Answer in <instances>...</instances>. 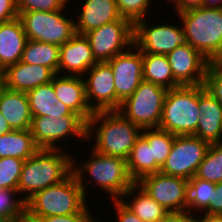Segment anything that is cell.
Here are the masks:
<instances>
[{
  "label": "cell",
  "mask_w": 222,
  "mask_h": 222,
  "mask_svg": "<svg viewBox=\"0 0 222 222\" xmlns=\"http://www.w3.org/2000/svg\"><path fill=\"white\" fill-rule=\"evenodd\" d=\"M129 199V201L125 199ZM143 222H159L169 211L152 199L145 190L135 182L120 198Z\"/></svg>",
  "instance_id": "obj_25"
},
{
  "label": "cell",
  "mask_w": 222,
  "mask_h": 222,
  "mask_svg": "<svg viewBox=\"0 0 222 222\" xmlns=\"http://www.w3.org/2000/svg\"><path fill=\"white\" fill-rule=\"evenodd\" d=\"M0 222H18V221L0 220Z\"/></svg>",
  "instance_id": "obj_49"
},
{
  "label": "cell",
  "mask_w": 222,
  "mask_h": 222,
  "mask_svg": "<svg viewBox=\"0 0 222 222\" xmlns=\"http://www.w3.org/2000/svg\"><path fill=\"white\" fill-rule=\"evenodd\" d=\"M141 135L151 147L152 159L162 167L171 151L175 135L160 128H144Z\"/></svg>",
  "instance_id": "obj_31"
},
{
  "label": "cell",
  "mask_w": 222,
  "mask_h": 222,
  "mask_svg": "<svg viewBox=\"0 0 222 222\" xmlns=\"http://www.w3.org/2000/svg\"><path fill=\"white\" fill-rule=\"evenodd\" d=\"M201 215L199 213L196 214L197 222H222V215L220 214H207L203 212Z\"/></svg>",
  "instance_id": "obj_44"
},
{
  "label": "cell",
  "mask_w": 222,
  "mask_h": 222,
  "mask_svg": "<svg viewBox=\"0 0 222 222\" xmlns=\"http://www.w3.org/2000/svg\"><path fill=\"white\" fill-rule=\"evenodd\" d=\"M69 0H17L18 12L32 11H59L67 4L71 7Z\"/></svg>",
  "instance_id": "obj_37"
},
{
  "label": "cell",
  "mask_w": 222,
  "mask_h": 222,
  "mask_svg": "<svg viewBox=\"0 0 222 222\" xmlns=\"http://www.w3.org/2000/svg\"><path fill=\"white\" fill-rule=\"evenodd\" d=\"M11 130H12L11 127L8 125V123L5 120V118L0 113V135L7 134Z\"/></svg>",
  "instance_id": "obj_48"
},
{
  "label": "cell",
  "mask_w": 222,
  "mask_h": 222,
  "mask_svg": "<svg viewBox=\"0 0 222 222\" xmlns=\"http://www.w3.org/2000/svg\"><path fill=\"white\" fill-rule=\"evenodd\" d=\"M174 79L181 85H202L209 61L190 44L176 47L166 55Z\"/></svg>",
  "instance_id": "obj_16"
},
{
  "label": "cell",
  "mask_w": 222,
  "mask_h": 222,
  "mask_svg": "<svg viewBox=\"0 0 222 222\" xmlns=\"http://www.w3.org/2000/svg\"><path fill=\"white\" fill-rule=\"evenodd\" d=\"M168 21L152 25L143 19L134 24V45L142 54L167 55L176 47L188 44L180 21L179 25Z\"/></svg>",
  "instance_id": "obj_10"
},
{
  "label": "cell",
  "mask_w": 222,
  "mask_h": 222,
  "mask_svg": "<svg viewBox=\"0 0 222 222\" xmlns=\"http://www.w3.org/2000/svg\"><path fill=\"white\" fill-rule=\"evenodd\" d=\"M68 5L59 11L18 12L28 40L61 46L75 34V18L66 16ZM69 17V18H68Z\"/></svg>",
  "instance_id": "obj_7"
},
{
  "label": "cell",
  "mask_w": 222,
  "mask_h": 222,
  "mask_svg": "<svg viewBox=\"0 0 222 222\" xmlns=\"http://www.w3.org/2000/svg\"><path fill=\"white\" fill-rule=\"evenodd\" d=\"M204 86L222 105V62H210L207 68Z\"/></svg>",
  "instance_id": "obj_36"
},
{
  "label": "cell",
  "mask_w": 222,
  "mask_h": 222,
  "mask_svg": "<svg viewBox=\"0 0 222 222\" xmlns=\"http://www.w3.org/2000/svg\"><path fill=\"white\" fill-rule=\"evenodd\" d=\"M0 113L12 130L31 128L33 117L28 96L24 92L7 89L0 100Z\"/></svg>",
  "instance_id": "obj_24"
},
{
  "label": "cell",
  "mask_w": 222,
  "mask_h": 222,
  "mask_svg": "<svg viewBox=\"0 0 222 222\" xmlns=\"http://www.w3.org/2000/svg\"><path fill=\"white\" fill-rule=\"evenodd\" d=\"M215 194V183L192 177L188 180L187 211L193 214L205 212Z\"/></svg>",
  "instance_id": "obj_30"
},
{
  "label": "cell",
  "mask_w": 222,
  "mask_h": 222,
  "mask_svg": "<svg viewBox=\"0 0 222 222\" xmlns=\"http://www.w3.org/2000/svg\"><path fill=\"white\" fill-rule=\"evenodd\" d=\"M26 94L32 117L47 116L58 119L62 116L78 115L58 100L53 88V78L50 83L40 85Z\"/></svg>",
  "instance_id": "obj_23"
},
{
  "label": "cell",
  "mask_w": 222,
  "mask_h": 222,
  "mask_svg": "<svg viewBox=\"0 0 222 222\" xmlns=\"http://www.w3.org/2000/svg\"><path fill=\"white\" fill-rule=\"evenodd\" d=\"M73 172L58 184L35 193L25 202V210L44 218L79 213L88 202Z\"/></svg>",
  "instance_id": "obj_5"
},
{
  "label": "cell",
  "mask_w": 222,
  "mask_h": 222,
  "mask_svg": "<svg viewBox=\"0 0 222 222\" xmlns=\"http://www.w3.org/2000/svg\"><path fill=\"white\" fill-rule=\"evenodd\" d=\"M30 130L34 143L39 148L63 149L62 144H58L67 143L68 140L71 143L74 137L76 141L81 138V142H86L87 122L79 115L62 116L58 119L40 116L32 118Z\"/></svg>",
  "instance_id": "obj_9"
},
{
  "label": "cell",
  "mask_w": 222,
  "mask_h": 222,
  "mask_svg": "<svg viewBox=\"0 0 222 222\" xmlns=\"http://www.w3.org/2000/svg\"><path fill=\"white\" fill-rule=\"evenodd\" d=\"M27 41L19 17L0 25V69L21 61Z\"/></svg>",
  "instance_id": "obj_22"
},
{
  "label": "cell",
  "mask_w": 222,
  "mask_h": 222,
  "mask_svg": "<svg viewBox=\"0 0 222 222\" xmlns=\"http://www.w3.org/2000/svg\"><path fill=\"white\" fill-rule=\"evenodd\" d=\"M40 148L34 143L30 129L11 130L0 135V158L14 157L27 160Z\"/></svg>",
  "instance_id": "obj_27"
},
{
  "label": "cell",
  "mask_w": 222,
  "mask_h": 222,
  "mask_svg": "<svg viewBox=\"0 0 222 222\" xmlns=\"http://www.w3.org/2000/svg\"><path fill=\"white\" fill-rule=\"evenodd\" d=\"M159 222H197L196 214L187 210L180 212H168Z\"/></svg>",
  "instance_id": "obj_41"
},
{
  "label": "cell",
  "mask_w": 222,
  "mask_h": 222,
  "mask_svg": "<svg viewBox=\"0 0 222 222\" xmlns=\"http://www.w3.org/2000/svg\"><path fill=\"white\" fill-rule=\"evenodd\" d=\"M7 88L27 93L40 85L50 83L56 75L50 68L28 64L22 61L8 66L5 70Z\"/></svg>",
  "instance_id": "obj_21"
},
{
  "label": "cell",
  "mask_w": 222,
  "mask_h": 222,
  "mask_svg": "<svg viewBox=\"0 0 222 222\" xmlns=\"http://www.w3.org/2000/svg\"><path fill=\"white\" fill-rule=\"evenodd\" d=\"M97 62L109 61L134 44V25L121 18L84 34Z\"/></svg>",
  "instance_id": "obj_11"
},
{
  "label": "cell",
  "mask_w": 222,
  "mask_h": 222,
  "mask_svg": "<svg viewBox=\"0 0 222 222\" xmlns=\"http://www.w3.org/2000/svg\"><path fill=\"white\" fill-rule=\"evenodd\" d=\"M84 75L86 99L93 112L115 111L114 75L107 61L97 62Z\"/></svg>",
  "instance_id": "obj_15"
},
{
  "label": "cell",
  "mask_w": 222,
  "mask_h": 222,
  "mask_svg": "<svg viewBox=\"0 0 222 222\" xmlns=\"http://www.w3.org/2000/svg\"><path fill=\"white\" fill-rule=\"evenodd\" d=\"M63 147V150L40 148L25 160L17 185L25 202L35 193L58 184L72 172L73 153L67 150L66 143Z\"/></svg>",
  "instance_id": "obj_3"
},
{
  "label": "cell",
  "mask_w": 222,
  "mask_h": 222,
  "mask_svg": "<svg viewBox=\"0 0 222 222\" xmlns=\"http://www.w3.org/2000/svg\"><path fill=\"white\" fill-rule=\"evenodd\" d=\"M59 58L60 46L28 40L26 42L21 61L31 65L46 66L55 74H58Z\"/></svg>",
  "instance_id": "obj_29"
},
{
  "label": "cell",
  "mask_w": 222,
  "mask_h": 222,
  "mask_svg": "<svg viewBox=\"0 0 222 222\" xmlns=\"http://www.w3.org/2000/svg\"><path fill=\"white\" fill-rule=\"evenodd\" d=\"M114 204L113 208L116 210L117 222H143L139 217H137L128 207H126L120 199L110 200Z\"/></svg>",
  "instance_id": "obj_39"
},
{
  "label": "cell",
  "mask_w": 222,
  "mask_h": 222,
  "mask_svg": "<svg viewBox=\"0 0 222 222\" xmlns=\"http://www.w3.org/2000/svg\"><path fill=\"white\" fill-rule=\"evenodd\" d=\"M7 89L8 88L5 71L3 69H0V100Z\"/></svg>",
  "instance_id": "obj_46"
},
{
  "label": "cell",
  "mask_w": 222,
  "mask_h": 222,
  "mask_svg": "<svg viewBox=\"0 0 222 222\" xmlns=\"http://www.w3.org/2000/svg\"><path fill=\"white\" fill-rule=\"evenodd\" d=\"M167 2H172L175 13H180L182 11L202 7L203 0H166Z\"/></svg>",
  "instance_id": "obj_43"
},
{
  "label": "cell",
  "mask_w": 222,
  "mask_h": 222,
  "mask_svg": "<svg viewBox=\"0 0 222 222\" xmlns=\"http://www.w3.org/2000/svg\"><path fill=\"white\" fill-rule=\"evenodd\" d=\"M88 205L76 214L48 216L43 219L45 222H99L96 216H92L93 211L89 209L90 205Z\"/></svg>",
  "instance_id": "obj_38"
},
{
  "label": "cell",
  "mask_w": 222,
  "mask_h": 222,
  "mask_svg": "<svg viewBox=\"0 0 222 222\" xmlns=\"http://www.w3.org/2000/svg\"><path fill=\"white\" fill-rule=\"evenodd\" d=\"M199 85L167 90L158 128L175 136L194 135L199 121Z\"/></svg>",
  "instance_id": "obj_6"
},
{
  "label": "cell",
  "mask_w": 222,
  "mask_h": 222,
  "mask_svg": "<svg viewBox=\"0 0 222 222\" xmlns=\"http://www.w3.org/2000/svg\"><path fill=\"white\" fill-rule=\"evenodd\" d=\"M195 177L215 184L222 182V143L209 145Z\"/></svg>",
  "instance_id": "obj_32"
},
{
  "label": "cell",
  "mask_w": 222,
  "mask_h": 222,
  "mask_svg": "<svg viewBox=\"0 0 222 222\" xmlns=\"http://www.w3.org/2000/svg\"><path fill=\"white\" fill-rule=\"evenodd\" d=\"M81 5V12L79 11L77 18L75 17V30L78 34L84 35L122 18L116 0H84Z\"/></svg>",
  "instance_id": "obj_20"
},
{
  "label": "cell",
  "mask_w": 222,
  "mask_h": 222,
  "mask_svg": "<svg viewBox=\"0 0 222 222\" xmlns=\"http://www.w3.org/2000/svg\"><path fill=\"white\" fill-rule=\"evenodd\" d=\"M96 63L88 39L76 33L60 46L58 75L83 77Z\"/></svg>",
  "instance_id": "obj_17"
},
{
  "label": "cell",
  "mask_w": 222,
  "mask_h": 222,
  "mask_svg": "<svg viewBox=\"0 0 222 222\" xmlns=\"http://www.w3.org/2000/svg\"><path fill=\"white\" fill-rule=\"evenodd\" d=\"M143 80L157 84L167 90L181 86L173 77L166 55L142 54Z\"/></svg>",
  "instance_id": "obj_28"
},
{
  "label": "cell",
  "mask_w": 222,
  "mask_h": 222,
  "mask_svg": "<svg viewBox=\"0 0 222 222\" xmlns=\"http://www.w3.org/2000/svg\"><path fill=\"white\" fill-rule=\"evenodd\" d=\"M208 147L207 142L195 135L175 136L171 151L160 172L186 180L191 179L195 176Z\"/></svg>",
  "instance_id": "obj_12"
},
{
  "label": "cell",
  "mask_w": 222,
  "mask_h": 222,
  "mask_svg": "<svg viewBox=\"0 0 222 222\" xmlns=\"http://www.w3.org/2000/svg\"><path fill=\"white\" fill-rule=\"evenodd\" d=\"M122 18L129 20L133 25L140 20L147 19L151 0H116Z\"/></svg>",
  "instance_id": "obj_35"
},
{
  "label": "cell",
  "mask_w": 222,
  "mask_h": 222,
  "mask_svg": "<svg viewBox=\"0 0 222 222\" xmlns=\"http://www.w3.org/2000/svg\"><path fill=\"white\" fill-rule=\"evenodd\" d=\"M19 196L17 189L0 188V220L18 221L21 218L25 201Z\"/></svg>",
  "instance_id": "obj_33"
},
{
  "label": "cell",
  "mask_w": 222,
  "mask_h": 222,
  "mask_svg": "<svg viewBox=\"0 0 222 222\" xmlns=\"http://www.w3.org/2000/svg\"><path fill=\"white\" fill-rule=\"evenodd\" d=\"M176 14L188 44L209 62L222 61V8L197 7Z\"/></svg>",
  "instance_id": "obj_4"
},
{
  "label": "cell",
  "mask_w": 222,
  "mask_h": 222,
  "mask_svg": "<svg viewBox=\"0 0 222 222\" xmlns=\"http://www.w3.org/2000/svg\"><path fill=\"white\" fill-rule=\"evenodd\" d=\"M18 222H45V220L43 218L33 216L25 210Z\"/></svg>",
  "instance_id": "obj_45"
},
{
  "label": "cell",
  "mask_w": 222,
  "mask_h": 222,
  "mask_svg": "<svg viewBox=\"0 0 222 222\" xmlns=\"http://www.w3.org/2000/svg\"><path fill=\"white\" fill-rule=\"evenodd\" d=\"M204 8H222V0H203Z\"/></svg>",
  "instance_id": "obj_47"
},
{
  "label": "cell",
  "mask_w": 222,
  "mask_h": 222,
  "mask_svg": "<svg viewBox=\"0 0 222 222\" xmlns=\"http://www.w3.org/2000/svg\"><path fill=\"white\" fill-rule=\"evenodd\" d=\"M17 17V0H0V25Z\"/></svg>",
  "instance_id": "obj_40"
},
{
  "label": "cell",
  "mask_w": 222,
  "mask_h": 222,
  "mask_svg": "<svg viewBox=\"0 0 222 222\" xmlns=\"http://www.w3.org/2000/svg\"><path fill=\"white\" fill-rule=\"evenodd\" d=\"M199 111V121L194 135L209 145L221 143L222 105L206 90L204 84L199 85Z\"/></svg>",
  "instance_id": "obj_18"
},
{
  "label": "cell",
  "mask_w": 222,
  "mask_h": 222,
  "mask_svg": "<svg viewBox=\"0 0 222 222\" xmlns=\"http://www.w3.org/2000/svg\"><path fill=\"white\" fill-rule=\"evenodd\" d=\"M72 156V172L75 174L86 198L89 196L87 188L90 183L98 186L97 189H101L104 195H110L107 197L110 200L120 199L135 183L128 173L127 162L123 158L105 155L93 149L88 155L90 157L87 160L85 158L82 162L77 161L74 155ZM87 181L92 182L86 184Z\"/></svg>",
  "instance_id": "obj_1"
},
{
  "label": "cell",
  "mask_w": 222,
  "mask_h": 222,
  "mask_svg": "<svg viewBox=\"0 0 222 222\" xmlns=\"http://www.w3.org/2000/svg\"><path fill=\"white\" fill-rule=\"evenodd\" d=\"M166 93V88L142 80L118 112L141 129L158 128Z\"/></svg>",
  "instance_id": "obj_8"
},
{
  "label": "cell",
  "mask_w": 222,
  "mask_h": 222,
  "mask_svg": "<svg viewBox=\"0 0 222 222\" xmlns=\"http://www.w3.org/2000/svg\"><path fill=\"white\" fill-rule=\"evenodd\" d=\"M114 75L115 111L129 98L143 80L142 52L133 44L127 51L107 61Z\"/></svg>",
  "instance_id": "obj_14"
},
{
  "label": "cell",
  "mask_w": 222,
  "mask_h": 222,
  "mask_svg": "<svg viewBox=\"0 0 222 222\" xmlns=\"http://www.w3.org/2000/svg\"><path fill=\"white\" fill-rule=\"evenodd\" d=\"M126 162L128 173L134 182H138L147 175L160 172L161 169L155 159H152L151 147L142 135L136 139Z\"/></svg>",
  "instance_id": "obj_26"
},
{
  "label": "cell",
  "mask_w": 222,
  "mask_h": 222,
  "mask_svg": "<svg viewBox=\"0 0 222 222\" xmlns=\"http://www.w3.org/2000/svg\"><path fill=\"white\" fill-rule=\"evenodd\" d=\"M141 130L118 111L94 112L87 122L86 142H94V151L127 160Z\"/></svg>",
  "instance_id": "obj_2"
},
{
  "label": "cell",
  "mask_w": 222,
  "mask_h": 222,
  "mask_svg": "<svg viewBox=\"0 0 222 222\" xmlns=\"http://www.w3.org/2000/svg\"><path fill=\"white\" fill-rule=\"evenodd\" d=\"M215 191L213 202L204 213L222 215V182L215 184Z\"/></svg>",
  "instance_id": "obj_42"
},
{
  "label": "cell",
  "mask_w": 222,
  "mask_h": 222,
  "mask_svg": "<svg viewBox=\"0 0 222 222\" xmlns=\"http://www.w3.org/2000/svg\"><path fill=\"white\" fill-rule=\"evenodd\" d=\"M137 183L167 211L187 210L188 180L157 172L141 178Z\"/></svg>",
  "instance_id": "obj_13"
},
{
  "label": "cell",
  "mask_w": 222,
  "mask_h": 222,
  "mask_svg": "<svg viewBox=\"0 0 222 222\" xmlns=\"http://www.w3.org/2000/svg\"><path fill=\"white\" fill-rule=\"evenodd\" d=\"M24 162L14 157L0 158V188L17 189Z\"/></svg>",
  "instance_id": "obj_34"
},
{
  "label": "cell",
  "mask_w": 222,
  "mask_h": 222,
  "mask_svg": "<svg viewBox=\"0 0 222 222\" xmlns=\"http://www.w3.org/2000/svg\"><path fill=\"white\" fill-rule=\"evenodd\" d=\"M53 88L58 100L86 122L89 121L94 112L87 103L83 77L56 74L53 77Z\"/></svg>",
  "instance_id": "obj_19"
}]
</instances>
